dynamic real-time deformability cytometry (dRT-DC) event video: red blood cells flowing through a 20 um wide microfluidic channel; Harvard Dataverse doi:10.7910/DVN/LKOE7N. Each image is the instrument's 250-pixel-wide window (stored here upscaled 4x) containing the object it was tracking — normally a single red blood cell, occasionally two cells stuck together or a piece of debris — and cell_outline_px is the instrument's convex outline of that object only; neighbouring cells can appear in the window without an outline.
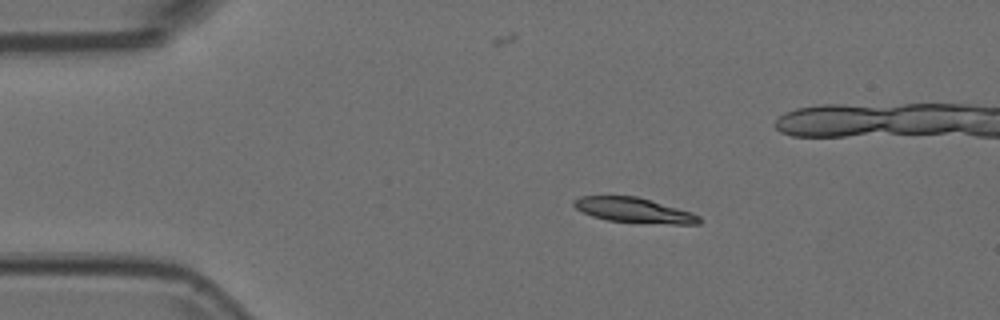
{"species": "Egyptian fruit bat (a non-hibernating species)", "species_latin": "Rousettus aegyptiacus", "temperature_condition": "room temperature", "stored_images_in_passage": 46, "camera_frame_rate_fps": 3000, "um_per_image_px": 0.085, "animal": {"sex": "female"}, "frame": {"image": 1, "passage_image": 1, "time_ms": 0.0, "image_size_px": [1000, 320], "cell_outline_px": [[704, 220], [700, 224], [672, 224], [608, 220], [592, 216], [576, 208], [572, 204], [572, 200], [580, 196], [636, 196], [692, 212], [700, 216]], "centroid_in_image_um": [53.91, 17.87], "position_along_channel_um": 31.1, "area_um2": 18.09}}
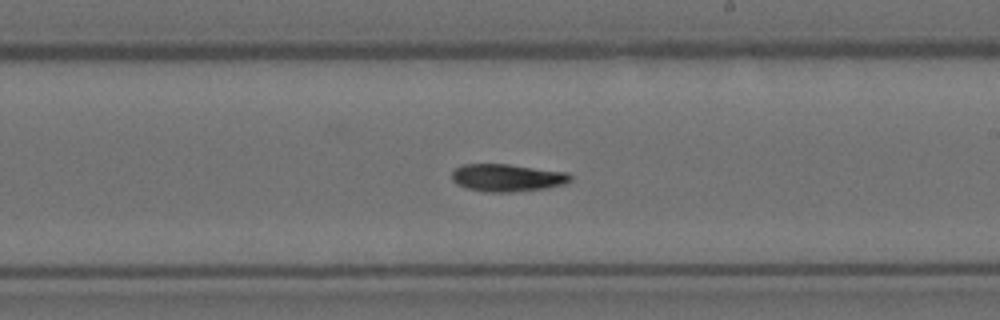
{"frame": {"image": 2, "passage_image": 22, "time_ms": 7.0, "image_size_px": [1000, 320], "cell_outline_px": [[572, 180], [568, 184], [544, 188], [512, 192], [484, 192], [468, 188], [456, 184], [452, 180], [452, 172], [456, 168], [464, 164], [508, 164], [568, 172], [572, 176]], "centroid_in_image_um": [43.14, 15.11], "position_along_channel_um": 245.9, "area_um2": 19.13}}
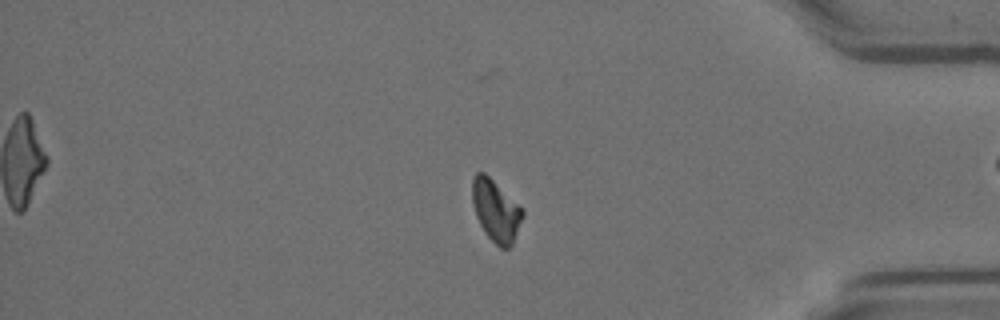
{"frame": {"image": 3, "passage_image": 36, "time_ms": 11.667, "image_size_px": [1000, 320], "cell_outline_px": [[524, 216], [512, 244], [508, 248], [500, 248], [484, 232], [476, 216], [472, 200], [472, 176], [476, 172], [484, 172], [524, 208]], "centroid_in_image_um": [42.16, 17.88], "position_along_channel_um": 393.0, "area_um2": 18.21}}